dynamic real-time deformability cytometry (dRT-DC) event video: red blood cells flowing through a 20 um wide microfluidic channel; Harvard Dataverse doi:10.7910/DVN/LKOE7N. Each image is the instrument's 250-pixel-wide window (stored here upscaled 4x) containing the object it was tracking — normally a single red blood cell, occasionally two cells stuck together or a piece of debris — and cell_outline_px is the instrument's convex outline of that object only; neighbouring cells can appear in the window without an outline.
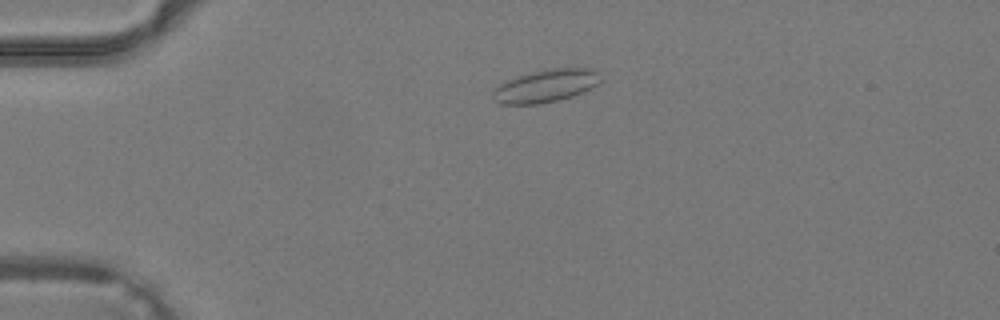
{"species": "common noctule bat (a hibernating species)", "species_latin": "Nyctalus noctula", "temperature_condition": "warm", "stored_images_in_passage": 36, "camera_frame_rate_fps": 3000, "um_per_image_px": 0.085, "animal": {"sex": "male", "body_mass_g": 19.2, "forearm_length_mm": 51.8}, "frame": {"image": 1, "passage_image": 5, "time_ms": 1.333, "image_size_px": [1000, 320], "cell_outline_px": [[604, 80], [600, 84], [584, 92], [572, 96], [556, 100], [536, 104], [500, 104], [492, 100], [492, 92], [500, 84], [508, 80], [532, 72], [552, 68], [592, 68], [600, 72]], "centroid_in_image_um": [46.47, 7.29], "position_along_channel_um": 38.5, "area_um2": 20.69}}
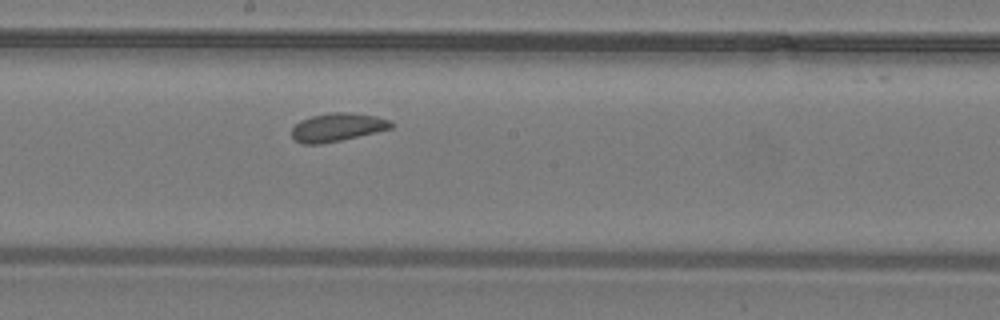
{"frame": {"image": 2, "passage_image": 18, "time_ms": 5.667, "image_size_px": [1000, 320], "cell_outline_px": [[396, 124], [392, 128], [376, 132], [340, 140], [320, 144], [304, 144], [296, 140], [292, 136], [292, 128], [300, 120], [312, 116], [332, 112], [348, 112], [376, 116], [388, 120]], "centroid_in_image_um": [28.69, 10.81], "position_along_channel_um": 219.5, "area_um2": 16.24}}
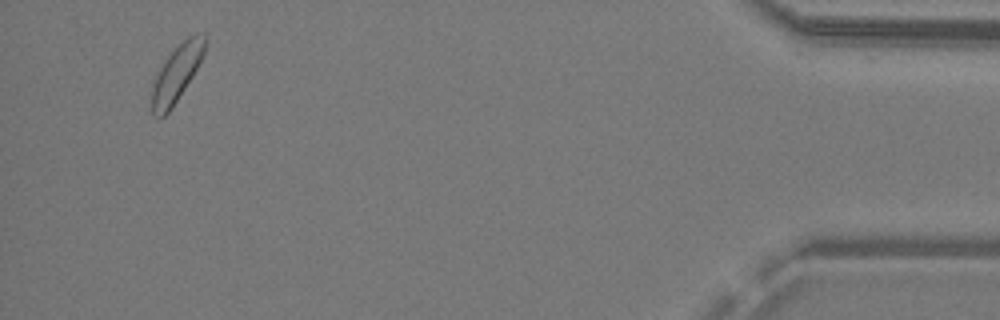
{"frame": {"image": 3, "passage_image": 34, "time_ms": 11.0, "image_size_px": [1000, 320], "cell_outline_px": [[208, 44], [192, 76], [172, 108], [164, 116], [156, 116], [152, 112], [152, 88], [156, 76], [164, 60], [188, 36], [204, 32], [208, 32]], "centroid_in_image_um": [15.06, 6.18], "position_along_channel_um": 420.1, "area_um2": 17.22}}